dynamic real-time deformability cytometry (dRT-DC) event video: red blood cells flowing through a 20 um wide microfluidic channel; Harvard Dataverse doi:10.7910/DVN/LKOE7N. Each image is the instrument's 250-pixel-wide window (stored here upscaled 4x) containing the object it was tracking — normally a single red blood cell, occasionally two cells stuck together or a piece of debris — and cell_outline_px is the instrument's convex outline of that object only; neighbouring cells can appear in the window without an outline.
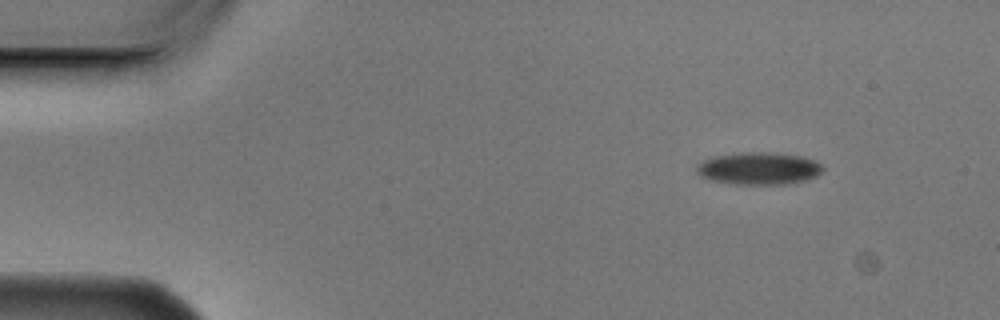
{"species": "Egyptian fruit bat (a non-hibernating species)", "species_latin": "Rousettus aegyptiacus", "temperature_condition": "cold", "stored_images_in_passage": 9, "camera_frame_rate_fps": 3000, "um_per_image_px": 0.085, "animal": {"sex": "male"}, "frame": {"image": 1, "passage_image": 1, "time_ms": 0.0, "image_size_px": [1000, 320], "cell_outline_px": [[824, 168], [816, 176], [808, 180], [784, 184], [732, 184], [712, 180], [700, 176], [696, 172], [696, 164], [712, 156], [744, 152], [776, 152], [800, 156], [812, 160], [820, 164]], "centroid_in_image_um": [64.46, 14.31], "position_along_channel_um": 20.5, "area_um2": 23.87}}
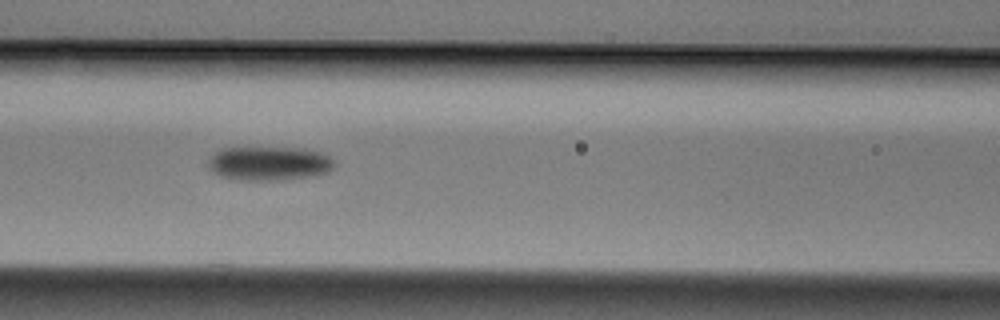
{"frame": {"image": 2, "passage_image": 6, "time_ms": 1.667, "image_size_px": [1000, 320], "cell_outline_px": [[336, 164], [328, 172], [304, 176], [268, 180], [236, 180], [220, 176], [212, 172], [208, 168], [208, 160], [220, 148], [300, 148], [320, 152], [328, 156]], "centroid_in_image_um": [22.8, 13.88], "position_along_channel_um": 143.8, "area_um2": 24.62}}
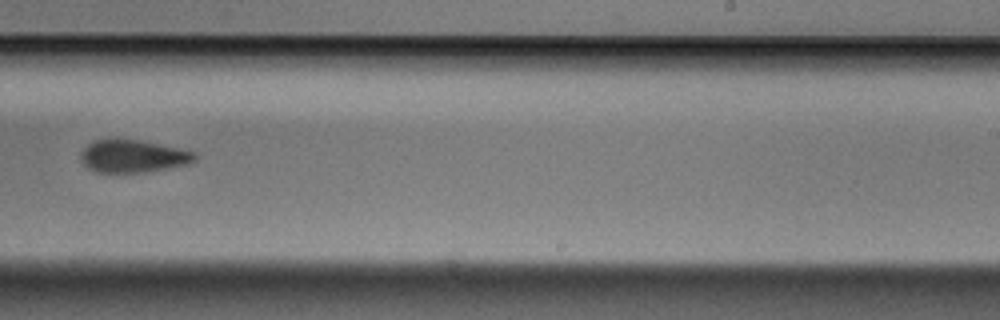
{"frame": {"image": 3, "passage_image": 9, "time_ms": 2.667, "image_size_px": [1000, 320], "cell_outline_px": [[200, 156], [196, 160], [188, 164], [144, 172], [96, 172], [88, 168], [80, 160], [80, 152], [88, 144], [96, 140], [108, 136], [140, 140], [196, 152]], "centroid_in_image_um": [11.28, 13.24], "position_along_channel_um": 277.7, "area_um2": 22.14}}